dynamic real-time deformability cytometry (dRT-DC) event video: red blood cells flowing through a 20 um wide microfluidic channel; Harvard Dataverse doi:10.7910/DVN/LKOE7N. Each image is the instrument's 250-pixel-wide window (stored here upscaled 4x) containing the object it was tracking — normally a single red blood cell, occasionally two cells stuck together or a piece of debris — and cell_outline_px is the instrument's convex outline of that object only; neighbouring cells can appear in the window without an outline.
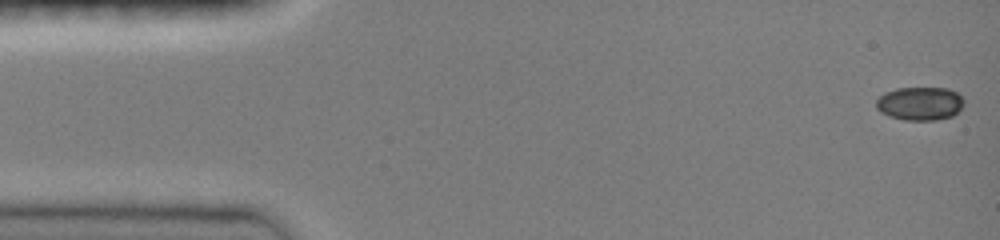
{"species": "common noctule bat (a hibernating species)", "species_latin": "Nyctalus noctula", "temperature_condition": "room temperature", "stored_images_in_passage": 48, "camera_frame_rate_fps": 3000, "um_per_image_px": 0.085, "animal": {"sex": "female", "body_mass_g": 19.0, "forearm_length_mm": 51.5}, "frame": {"image": 1, "passage_image": 1, "time_ms": 0.0, "image_size_px": [1000, 240], "cell_outline_px": [[964, 104], [952, 116], [936, 120], [904, 120], [888, 116], [880, 112], [876, 108], [876, 100], [884, 92], [896, 88], [948, 88], [956, 92], [964, 100]], "centroid_in_image_um": [78.16, 8.8], "position_along_channel_um": 6.8, "area_um2": 17.17}}
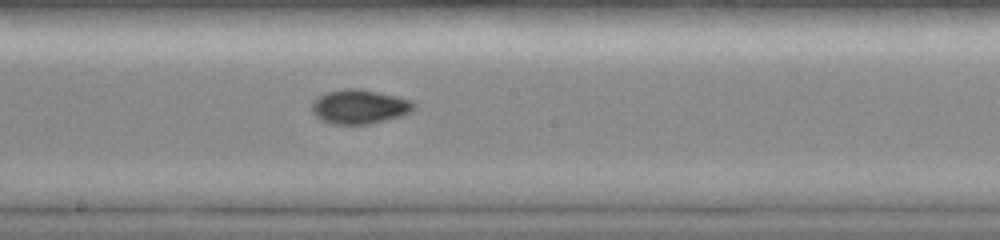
{"frame": {"image": 2, "passage_image": 26, "time_ms": 8.333, "image_size_px": [1000, 240], "cell_outline_px": [[416, 108], [400, 116], [368, 124], [332, 124], [320, 120], [312, 112], [312, 100], [328, 92], [344, 88], [360, 88], [396, 96], [412, 100], [416, 104]], "centroid_in_image_um": [30.54, 9.06], "position_along_channel_um": 217.7, "area_um2": 20.35}}
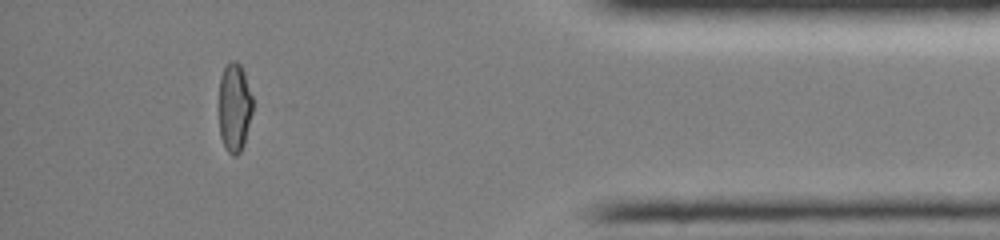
{"frame": {"image": 3, "passage_image": 43, "time_ms": 14.0, "image_size_px": [1000, 240], "cell_outline_px": [[252, 112], [244, 144], [240, 152], [236, 156], [232, 156], [228, 152], [220, 136], [220, 76], [224, 68], [232, 60], [236, 60], [240, 64], [244, 72], [252, 96]], "centroid_in_image_um": [19.94, 9.13], "position_along_channel_um": 415.3, "area_um2": 17.28}, "authors_computed_cell_mechanics": {"area_um2": 18.6405, "velocity_mm_per_s": 4.0375, "shape_relaxation_time_tau1_ms": 10.6991, "shape_relaxation_time_tau2_ms": 1.761, "deformation_change_tau1": 0.2996, "deformation_change_tau2": 0.0418}}